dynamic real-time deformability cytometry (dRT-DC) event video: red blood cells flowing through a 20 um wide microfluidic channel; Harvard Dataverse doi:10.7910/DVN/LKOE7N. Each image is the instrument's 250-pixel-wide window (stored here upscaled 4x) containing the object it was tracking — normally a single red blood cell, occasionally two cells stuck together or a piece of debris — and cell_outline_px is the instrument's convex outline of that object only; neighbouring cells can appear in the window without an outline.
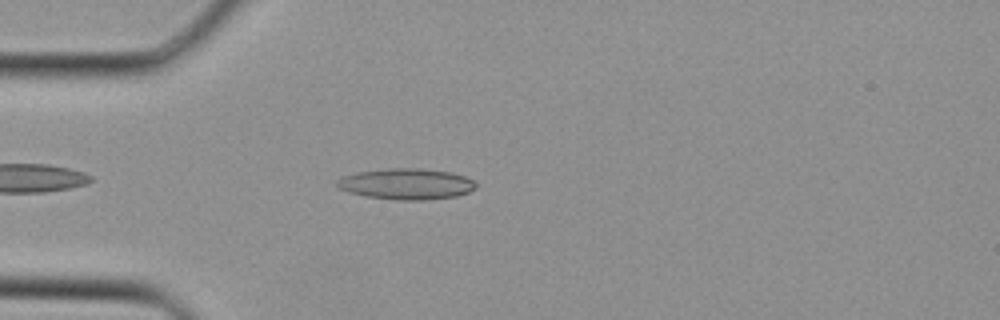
{"species": "Egyptian fruit bat (a non-hibernating species)", "species_latin": "Rousettus aegyptiacus", "temperature_condition": "cold", "stored_images_in_passage": 24, "camera_frame_rate_fps": 3000, "um_per_image_px": 0.085, "animal": {"sex": "female"}, "frame": {"image": 1, "passage_image": 2, "time_ms": 0.333, "image_size_px": [1000, 320], "cell_outline_px": [[476, 188], [468, 192], [456, 196], [424, 200], [396, 200], [364, 196], [348, 192], [340, 188], [336, 184], [336, 180], [344, 176], [356, 172], [388, 168], [420, 168], [452, 172], [464, 176], [472, 180], [476, 184]], "centroid_in_image_um": [34.53, 15.63], "position_along_channel_um": 50.5, "area_um2": 25.14}}
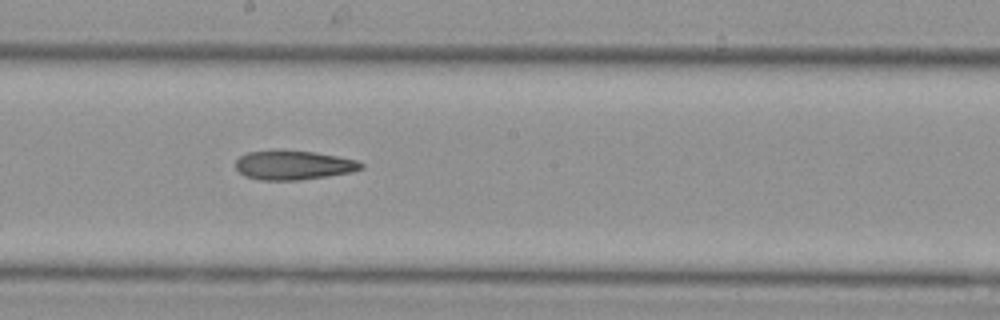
{"frame": {"image": 2, "passage_image": 12, "time_ms": 3.667, "image_size_px": [1000, 320], "cell_outline_px": [[364, 168], [352, 172], [328, 176], [296, 180], [260, 180], [244, 176], [236, 168], [236, 160], [240, 156], [248, 152], [312, 152], [336, 156], [356, 160], [364, 164]], "centroid_in_image_um": [24.97, 14.07], "position_along_channel_um": 223.2, "area_um2": 20.75}}
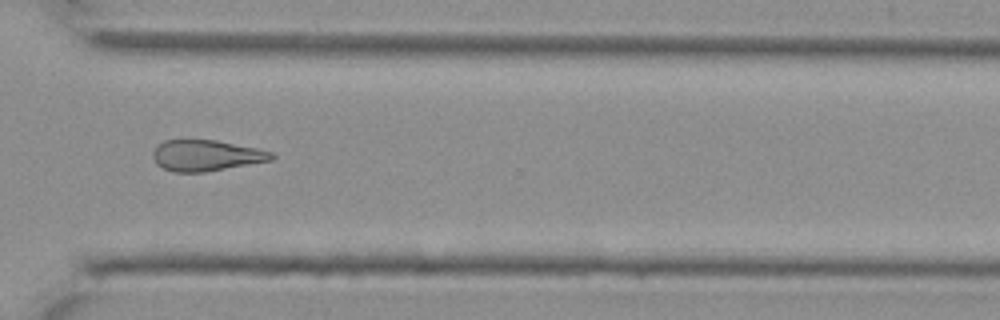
{"frame": {"image": 3, "passage_image": 19, "time_ms": 6.0, "image_size_px": [1000, 320], "cell_outline_px": [[276, 156], [272, 160], [204, 172], [172, 172], [156, 164], [152, 156], [152, 152], [156, 144], [164, 140], [216, 140], [256, 148], [272, 152]], "centroid_in_image_um": [17.48, 13.21], "position_along_channel_um": 353.1, "area_um2": 21.44}}